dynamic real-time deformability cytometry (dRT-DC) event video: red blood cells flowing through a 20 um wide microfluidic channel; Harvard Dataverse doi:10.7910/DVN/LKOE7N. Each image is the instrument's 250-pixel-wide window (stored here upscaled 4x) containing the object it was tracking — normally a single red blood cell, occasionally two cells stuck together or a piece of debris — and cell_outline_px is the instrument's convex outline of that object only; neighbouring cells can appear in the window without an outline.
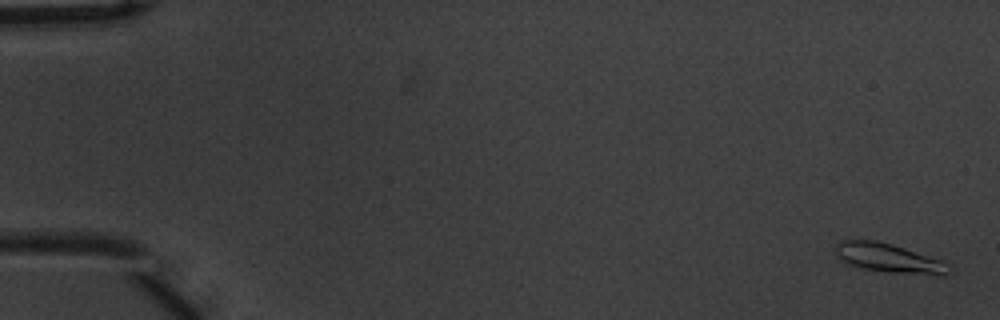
{"species": "common noctule bat (a hibernating species)", "species_latin": "Nyctalus noctula", "temperature_condition": "warm", "stored_images_in_passage": 7, "camera_frame_rate_fps": 3000, "um_per_image_px": 0.085, "animal": {"sex": "male", "body_mass_g": 20.1, "forearm_length_mm": 53.5}, "frame": {"image": 1, "passage_image": 1, "time_ms": 0.0, "image_size_px": [1000, 320], "cell_outline_px": [[956, 268], [952, 272], [944, 276], [892, 272], [864, 268], [848, 264], [836, 256], [836, 244], [844, 240], [876, 240], [892, 244], [952, 264]], "centroid_in_image_um": [75.65, 21.95], "position_along_channel_um": 9.4, "area_um2": 19.25}}
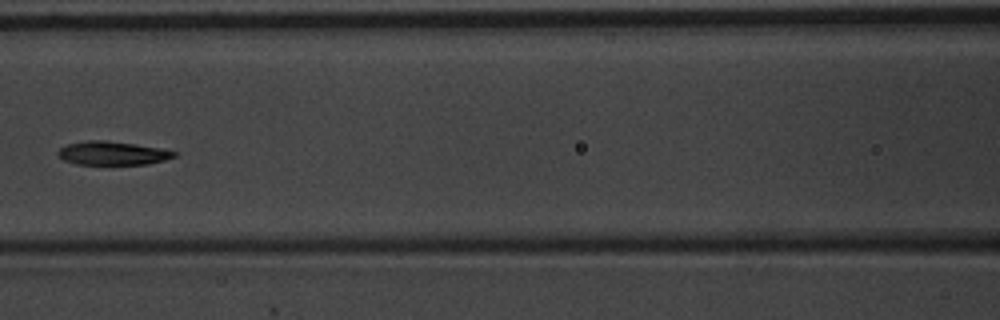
{"frame": {"image": 2, "passage_image": 7, "time_ms": 2.0, "image_size_px": [1000, 320], "cell_outline_px": [[176, 156], [164, 160], [148, 164], [76, 164], [64, 160], [56, 156], [56, 152], [64, 144], [88, 140], [104, 140], [136, 144], [160, 148], [176, 152]], "centroid_in_image_um": [9.5, 13.01], "position_along_channel_um": 157.1, "area_um2": 16.07}}